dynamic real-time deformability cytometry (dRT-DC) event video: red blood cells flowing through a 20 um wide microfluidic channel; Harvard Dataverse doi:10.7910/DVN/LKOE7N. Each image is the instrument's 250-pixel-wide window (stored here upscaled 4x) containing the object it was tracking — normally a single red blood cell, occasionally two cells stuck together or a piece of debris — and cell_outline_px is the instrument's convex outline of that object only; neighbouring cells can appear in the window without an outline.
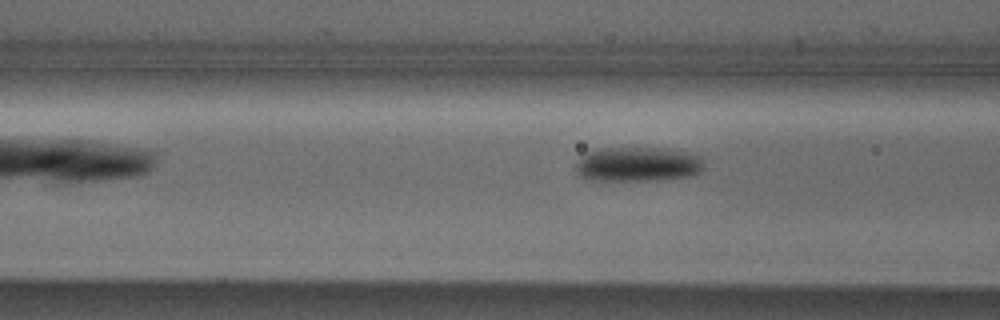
{"species": "Egyptian fruit bat (a non-hibernating species)", "species_latin": "Rousettus aegyptiacus", "temperature_condition": "cold", "stored_images_in_passage": 5, "camera_frame_rate_fps": 3000, "um_per_image_px": 0.085, "animal": {"sex": "male"}, "frame": {"image": 1, "passage_image": 5, "time_ms": 1.333, "image_size_px": [1000, 320], "cell_outline_px": [[704, 168], [700, 172], [692, 176], [656, 180], [592, 180], [580, 176], [576, 168], [576, 164], [588, 152], [600, 148], [668, 148], [696, 152], [704, 156]], "centroid_in_image_um": [54.35, 13.94], "position_along_channel_um": 112.2, "area_um2": 26.24}}